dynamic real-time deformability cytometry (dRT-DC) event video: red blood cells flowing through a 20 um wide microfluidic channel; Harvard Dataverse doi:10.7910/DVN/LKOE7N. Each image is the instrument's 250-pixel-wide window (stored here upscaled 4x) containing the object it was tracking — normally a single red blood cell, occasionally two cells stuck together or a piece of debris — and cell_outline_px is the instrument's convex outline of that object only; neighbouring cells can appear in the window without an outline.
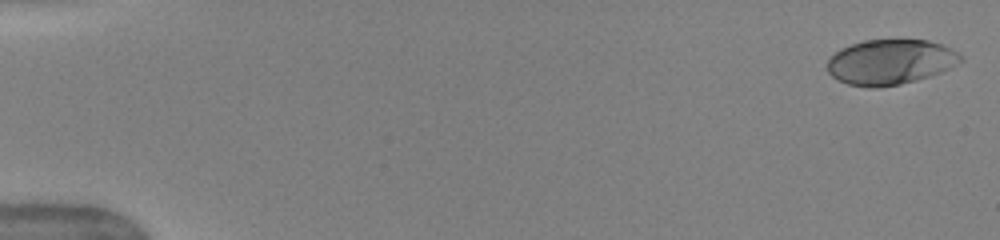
{"species": "human", "species_latin": "Homo sapiens", "temperature_condition": "warm", "stored_images_in_passage": 50, "camera_frame_rate_fps": 3000, "um_per_image_px": 0.085, "donor": {"sex": "female"}, "frame": {"image": 1, "passage_image": 1, "time_ms": 0.0, "image_size_px": [1000, 240], "cell_outline_px": [[964, 60], [940, 72], [916, 80], [900, 84], [876, 88], [868, 88], [848, 84], [832, 76], [828, 72], [828, 56], [840, 48], [864, 40], [928, 40], [944, 44], [964, 56]], "centroid_in_image_um": [75.67, 5.26], "position_along_channel_um": 9.3, "area_um2": 35.2}}
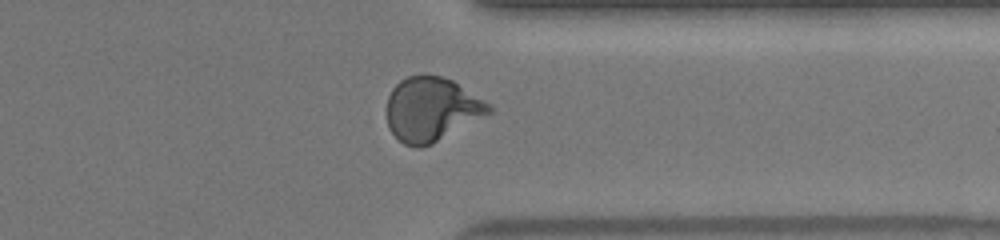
{"frame": {"image": 2, "passage_image": 40, "time_ms": 13.0, "image_size_px": [1000, 240], "cell_outline_px": [[492, 112], [432, 144], [420, 148], [416, 148], [404, 144], [388, 128], [388, 96], [392, 88], [400, 80], [408, 76], [424, 72], [440, 76], [452, 80], [492, 104]], "centroid_in_image_um": [36.69, 9.26], "position_along_channel_um": 374.7, "area_um2": 38.32}}
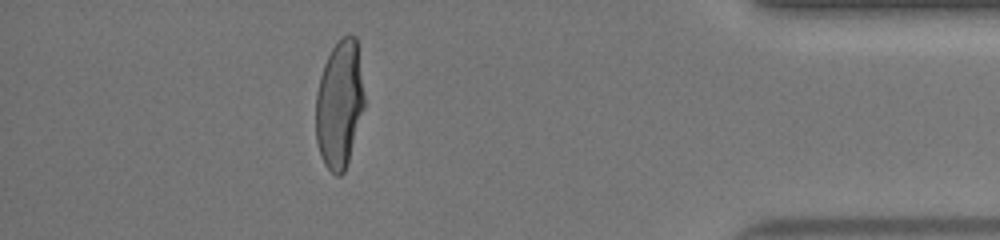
{"frame": {"image": 3, "passage_image": 45, "time_ms": 14.667, "image_size_px": [1000, 240], "cell_outline_px": [[364, 108], [348, 160], [344, 172], [340, 176], [336, 176], [324, 164], [320, 156], [316, 140], [316, 92], [320, 76], [324, 64], [332, 48], [340, 36], [348, 32], [356, 36], [364, 96]], "centroid_in_image_um": [28.84, 8.83], "position_along_channel_um": 406.4, "area_um2": 36.18}, "authors_computed_cell_mechanics": {"area_um2": 36.7897, "velocity_mm_per_s": 4.0525, "shape_relaxation_time_tau1_ms": 3.4652, "shape_relaxation_time_tau2_ms": null, "deformation_change_tau1": 0.203, "deformation_change_tau2": null}}